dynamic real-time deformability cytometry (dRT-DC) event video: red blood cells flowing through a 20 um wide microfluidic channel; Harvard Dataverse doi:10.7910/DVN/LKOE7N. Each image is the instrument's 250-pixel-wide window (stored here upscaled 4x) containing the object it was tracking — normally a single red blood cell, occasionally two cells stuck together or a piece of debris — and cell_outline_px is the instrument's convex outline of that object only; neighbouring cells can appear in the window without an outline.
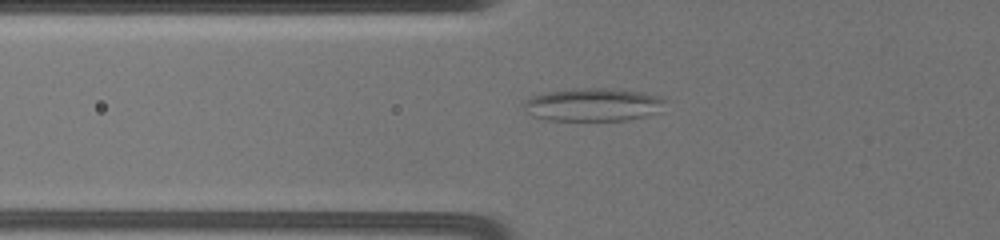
{"species": "common noctule bat (a hibernating species)", "species_latin": "Nyctalus noctula", "temperature_condition": "warm", "stored_images_in_passage": 5, "camera_frame_rate_fps": 3000, "um_per_image_px": 0.085, "animal": {"sex": "female", "body_mass_g": 19.5, "forearm_length_mm": 54.1}, "frame": {"image": 1, "passage_image": 3, "time_ms": 2.0, "image_size_px": [1000, 240], "cell_outline_px": [[664, 100], [656, 112], [644, 116], [628, 120], [544, 120], [532, 116], [524, 112], [524, 100], [532, 96], [544, 92], [576, 88], [608, 88], [640, 92], [656, 96]], "centroid_in_image_um": [50.28, 8.9], "position_along_channel_um": 75.5, "area_um2": 26.99}}